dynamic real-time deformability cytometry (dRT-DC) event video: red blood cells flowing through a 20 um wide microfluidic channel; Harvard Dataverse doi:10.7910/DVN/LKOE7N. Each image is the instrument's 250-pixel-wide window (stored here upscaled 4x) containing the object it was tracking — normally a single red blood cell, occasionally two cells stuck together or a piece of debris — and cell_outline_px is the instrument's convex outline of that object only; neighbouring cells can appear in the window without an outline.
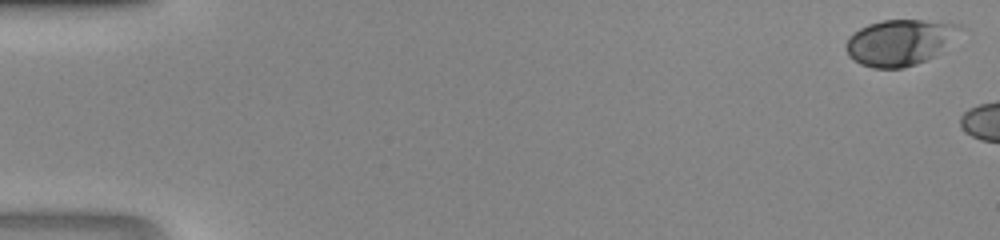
{"species": "human", "species_latin": "Homo sapiens", "temperature_condition": "room temperature", "stored_images_in_passage": 9, "camera_frame_rate_fps": 3000, "um_per_image_px": 0.085, "donor": {"sex": "male"}, "frame": {"image": 1, "passage_image": 1, "time_ms": 0.0, "image_size_px": [1000, 240], "cell_outline_px": [[960, 28], [936, 56], [916, 64], [900, 68], [872, 68], [860, 64], [848, 56], [844, 48], [844, 44], [848, 36], [860, 28], [868, 24], [884, 20], [924, 20], [960, 24]], "centroid_in_image_um": [76.38, 3.61], "position_along_channel_um": 8.6, "area_um2": 30.29}}